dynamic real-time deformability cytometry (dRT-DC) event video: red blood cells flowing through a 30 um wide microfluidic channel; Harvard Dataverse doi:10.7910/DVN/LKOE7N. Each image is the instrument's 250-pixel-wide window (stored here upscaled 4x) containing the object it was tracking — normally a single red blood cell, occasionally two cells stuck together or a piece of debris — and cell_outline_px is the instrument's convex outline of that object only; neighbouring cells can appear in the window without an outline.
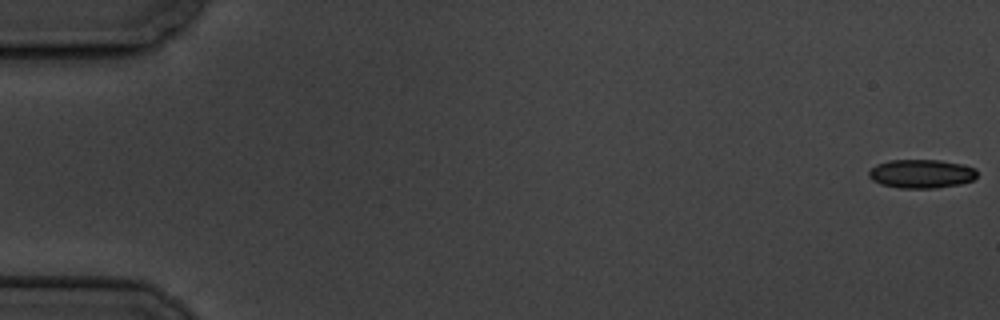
{"species": "common noctule bat (a hibernating species)", "species_latin": "Nyctalus noctula", "temperature_condition": "cold", "stored_images_in_passage": 5, "camera_frame_rate_fps": 3000, "um_per_image_px": 0.085, "animal": {"sex": "male", "body_mass_g": 19.5, "forearm_length_mm": 54.6}, "frame": {"image": 1, "passage_image": 1, "time_ms": 0.0, "image_size_px": [1000, 320], "cell_outline_px": [[976, 176], [972, 180], [960, 184], [936, 188], [900, 188], [880, 184], [872, 180], [868, 176], [868, 172], [876, 164], [888, 160], [940, 160], [960, 164], [976, 168]], "centroid_in_image_um": [78.28, 14.77], "position_along_channel_um": 6.7, "area_um2": 18.15}}
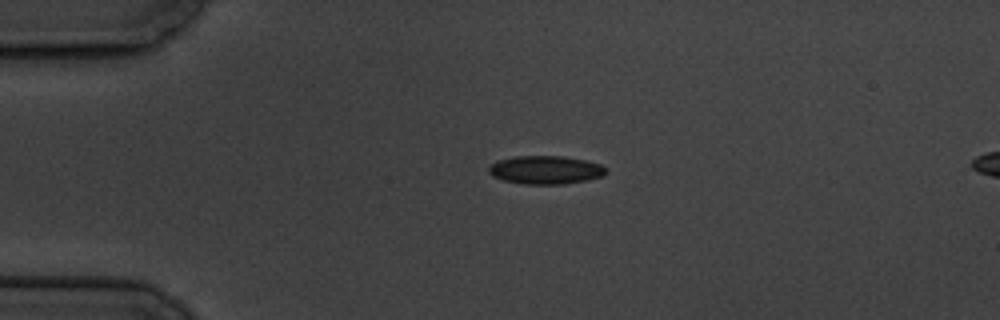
{"frame": {"image": 2, "passage_image": 4, "time_ms": 4.333, "image_size_px": [1000, 320], "cell_outline_px": [[608, 172], [604, 176], [588, 180], [564, 184], [524, 184], [504, 180], [492, 176], [488, 172], [488, 168], [496, 160], [516, 156], [564, 156], [584, 160], [600, 164], [608, 168]], "centroid_in_image_um": [46.4, 14.44], "position_along_channel_um": 38.6, "area_um2": 19.54}}